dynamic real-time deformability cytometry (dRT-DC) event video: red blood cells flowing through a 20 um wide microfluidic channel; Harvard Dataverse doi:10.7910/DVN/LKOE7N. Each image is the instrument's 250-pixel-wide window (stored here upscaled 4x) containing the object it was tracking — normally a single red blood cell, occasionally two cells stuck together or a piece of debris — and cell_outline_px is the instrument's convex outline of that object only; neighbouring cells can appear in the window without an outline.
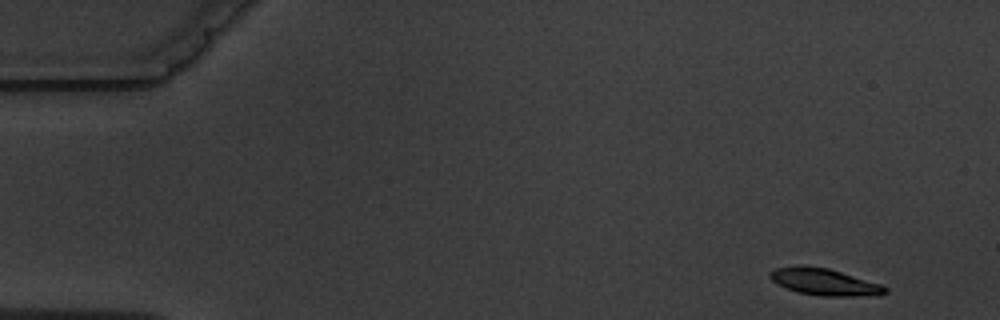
{"species": "common noctule bat (a hibernating species)", "species_latin": "Nyctalus noctula", "temperature_condition": "warm", "stored_images_in_passage": 5, "camera_frame_rate_fps": 3000, "um_per_image_px": 0.085, "animal": {"sex": "male", "body_mass_g": 19.5, "forearm_length_mm": 54.6}, "frame": {"image": 1, "passage_image": 1, "time_ms": 0.0, "image_size_px": [1000, 320], "cell_outline_px": [[888, 292], [880, 296], [820, 296], [800, 292], [776, 284], [768, 276], [768, 272], [776, 268], [828, 268], [880, 284], [888, 288]], "centroid_in_image_um": [70.15, 24.01], "position_along_channel_um": 14.8, "area_um2": 17.4}}
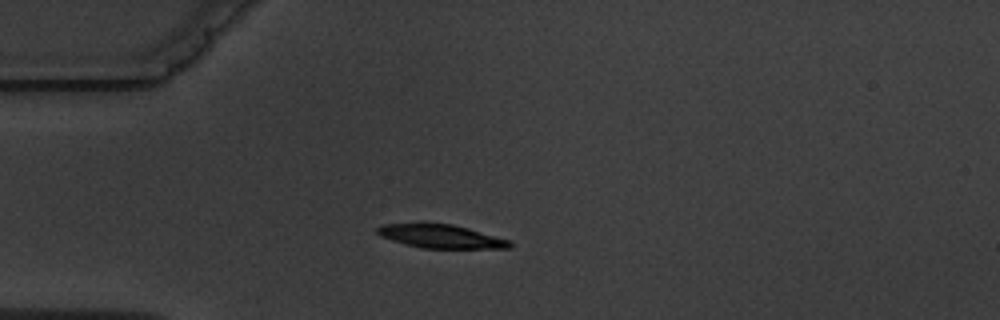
{"frame": {"image": 2, "passage_image": 4, "time_ms": 3.667, "image_size_px": [1000, 320], "cell_outline_px": [[512, 248], [420, 248], [392, 240], [380, 236], [376, 232], [376, 228], [380, 224], [420, 220], [424, 220], [452, 224], [468, 228], [512, 240]], "centroid_in_image_um": [37.4, 20.03], "position_along_channel_um": 47.6, "area_um2": 19.13}}